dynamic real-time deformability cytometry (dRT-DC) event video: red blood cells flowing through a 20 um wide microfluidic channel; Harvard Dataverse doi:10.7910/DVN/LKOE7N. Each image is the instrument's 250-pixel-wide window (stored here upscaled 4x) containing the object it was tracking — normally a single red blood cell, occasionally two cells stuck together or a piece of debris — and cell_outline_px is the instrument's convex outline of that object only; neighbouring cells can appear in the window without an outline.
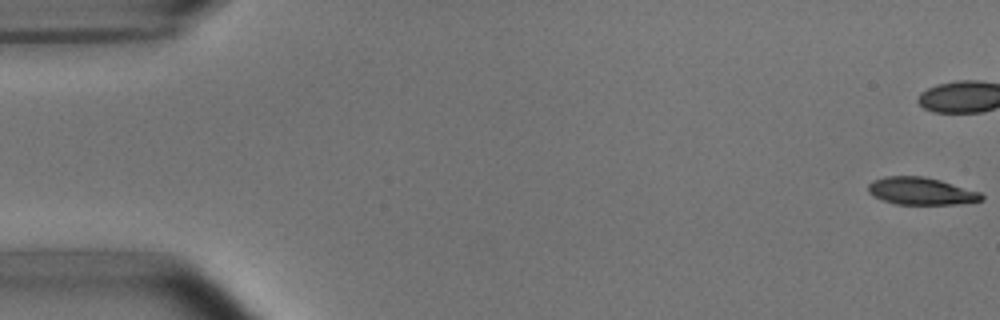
{"species": "common noctule bat (a hibernating species)", "species_latin": "Nyctalus noctula", "temperature_condition": "room temperature", "stored_images_in_passage": 6, "camera_frame_rate_fps": 3000, "um_per_image_px": 0.085, "animal": {"sex": "male", "body_mass_g": 15.6}, "frame": {"image": 1, "passage_image": 1, "time_ms": 0.0, "image_size_px": [1000, 320], "cell_outline_px": [[984, 200], [956, 204], [896, 204], [872, 196], [868, 192], [868, 184], [872, 180], [884, 176], [924, 176], [940, 180], [980, 192], [984, 196]], "centroid_in_image_um": [78.27, 16.24], "position_along_channel_um": 6.7, "area_um2": 18.09}}